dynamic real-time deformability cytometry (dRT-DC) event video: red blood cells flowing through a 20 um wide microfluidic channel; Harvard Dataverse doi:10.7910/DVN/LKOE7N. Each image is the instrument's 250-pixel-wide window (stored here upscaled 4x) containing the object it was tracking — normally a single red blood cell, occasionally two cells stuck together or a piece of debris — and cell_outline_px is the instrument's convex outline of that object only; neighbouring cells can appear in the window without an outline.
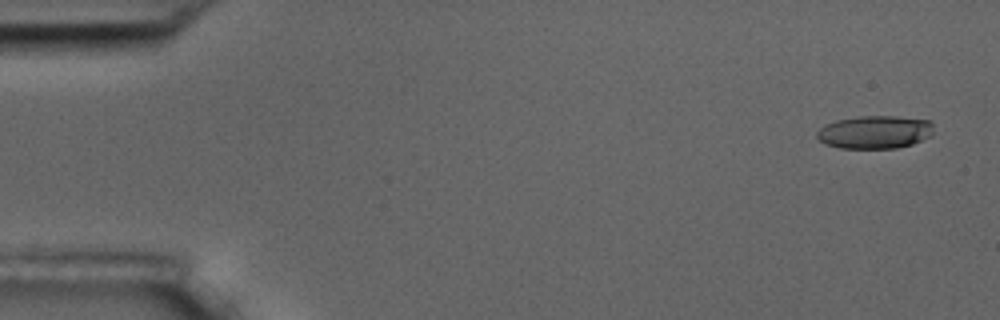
{"species": "common noctule bat (a hibernating species)", "species_latin": "Nyctalus noctula", "temperature_condition": "room temperature", "stored_images_in_passage": 4, "camera_frame_rate_fps": 3000, "um_per_image_px": 0.085, "animal": {"sex": "male", "body_mass_g": 17.5, "forearm_length_mm": 52.3}, "frame": {"image": 1, "passage_image": 1, "time_ms": 0.0, "image_size_px": [1000, 320], "cell_outline_px": [[932, 136], [912, 144], [896, 148], [840, 148], [824, 144], [816, 136], [816, 132], [824, 124], [836, 120], [860, 116], [896, 116], [928, 120], [932, 124]], "centroid_in_image_um": [74.34, 11.23], "position_along_channel_um": 10.7, "area_um2": 22.54}}